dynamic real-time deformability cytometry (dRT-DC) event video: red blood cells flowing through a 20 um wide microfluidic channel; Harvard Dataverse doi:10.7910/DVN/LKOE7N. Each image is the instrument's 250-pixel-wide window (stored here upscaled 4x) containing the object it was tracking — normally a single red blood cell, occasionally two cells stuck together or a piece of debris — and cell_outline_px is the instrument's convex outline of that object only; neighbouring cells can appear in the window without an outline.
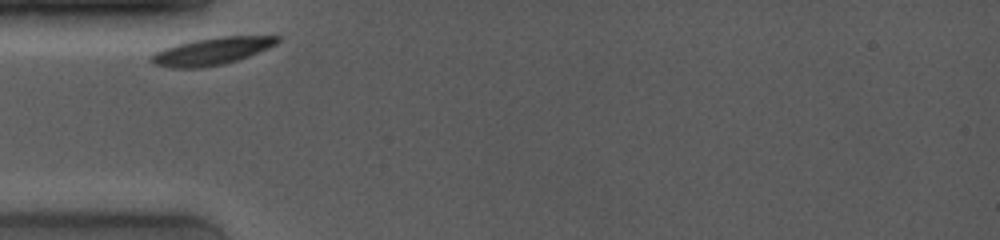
{"species": "common noctule bat (a hibernating species)", "species_latin": "Nyctalus noctula", "temperature_condition": "room temperature", "stored_images_in_passage": 52, "camera_frame_rate_fps": 4000, "um_per_image_px": 0.085, "animal": {"sex": "female", "body_mass_g": 19.0, "forearm_length_mm": 53.3}, "frame": {"image": 1, "passage_image": 1, "time_ms": 0.0, "image_size_px": [1000, 240], "cell_outline_px": [[280, 40], [276, 44], [268, 48], [248, 56], [224, 64], [200, 68], [172, 68], [156, 64], [148, 60], [156, 52], [164, 48], [176, 44], [192, 40], [216, 36], [280, 36]], "centroid_in_image_um": [18.0, 4.34], "position_along_channel_um": 67.0, "area_um2": 20.0}}
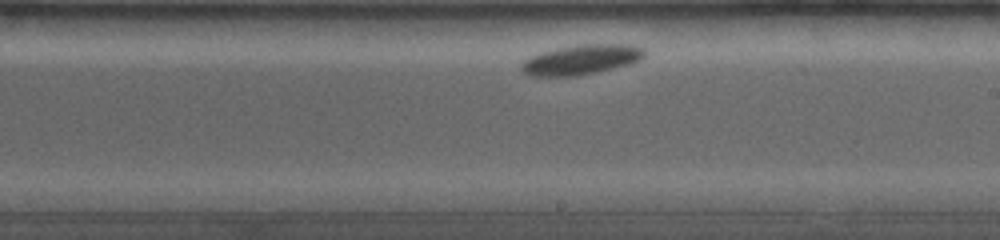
{"frame": {"image": 2, "passage_image": 28, "time_ms": 5.0, "image_size_px": [1000, 240], "cell_outline_px": [[648, 52], [640, 60], [628, 64], [596, 72], [576, 76], [528, 76], [520, 68], [520, 64], [524, 60], [540, 52], [556, 48], [580, 44], [628, 44], [644, 48]], "centroid_in_image_um": [49.4, 5.06], "position_along_channel_um": 239.6, "area_um2": 21.5}}
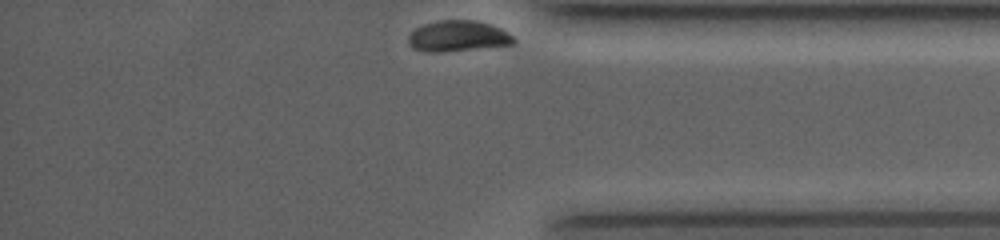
{"frame": {"image": 3, "passage_image": 52, "time_ms": 9.5, "image_size_px": [1000, 240], "cell_outline_px": [[516, 44], [440, 52], [428, 52], [412, 48], [408, 44], [408, 36], [416, 28], [424, 24], [440, 20], [476, 20], [500, 28], [508, 32], [516, 40]], "centroid_in_image_um": [38.92, 3.07], "position_along_channel_um": 396.3, "area_um2": 18.9}, "authors_computed_cell_mechanics": {"area_um2": 20.1722, "velocity_mm_per_s": 3.4865, "shape_relaxation_time_tau1_ms": 1.3399, "shape_relaxation_time_tau2_ms": null, "deformation_change_tau1": 0.0486, "deformation_change_tau2": null}}